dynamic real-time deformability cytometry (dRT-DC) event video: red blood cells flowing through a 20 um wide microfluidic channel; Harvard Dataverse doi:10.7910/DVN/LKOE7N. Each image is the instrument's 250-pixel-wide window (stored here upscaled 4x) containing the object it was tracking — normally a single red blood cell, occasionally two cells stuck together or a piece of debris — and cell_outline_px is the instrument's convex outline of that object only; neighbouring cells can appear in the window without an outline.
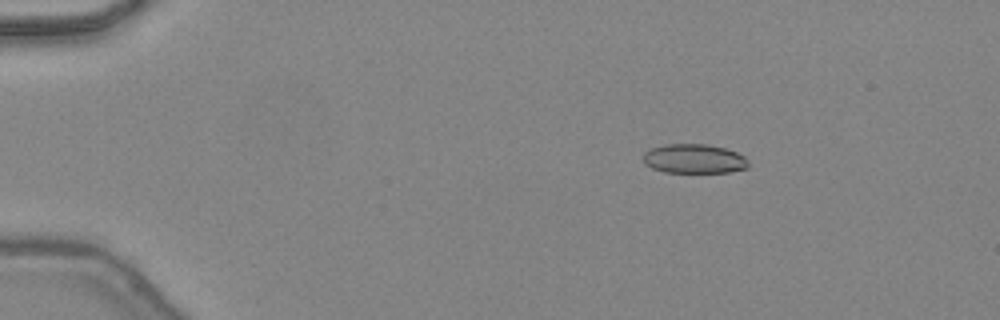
{"species": "common noctule bat (a hibernating species)", "species_latin": "Nyctalus noctula", "temperature_condition": "warm", "stored_images_in_passage": 48, "camera_frame_rate_fps": 3000, "um_per_image_px": 0.085, "animal": {"sex": "female", "body_mass_g": 24.6, "forearm_length_mm": 56.2}, "frame": {"image": 1, "passage_image": 9, "time_ms": 2.667, "image_size_px": [1000, 320], "cell_outline_px": [[748, 168], [728, 172], [664, 172], [652, 168], [644, 164], [644, 152], [652, 148], [668, 144], [704, 144], [724, 148], [736, 152], [744, 156], [748, 160]], "centroid_in_image_um": [59.0, 13.5], "position_along_channel_um": 26.0, "area_um2": 17.86}}
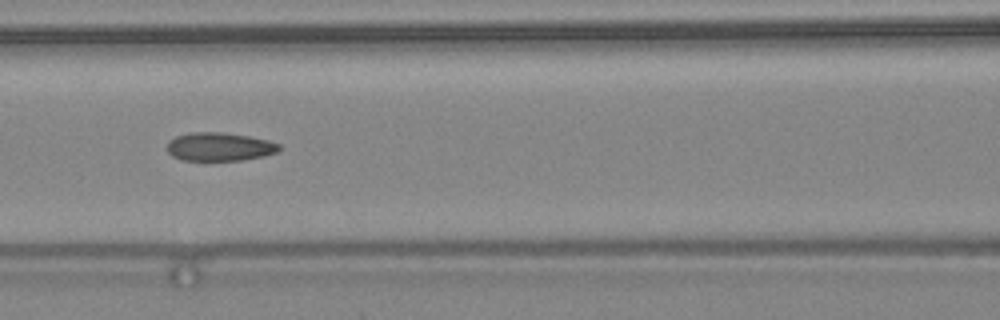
{"frame": {"image": 2, "passage_image": 23, "time_ms": 7.333, "image_size_px": [1000, 320], "cell_outline_px": [[280, 152], [264, 156], [240, 160], [180, 160], [172, 156], [168, 152], [168, 140], [176, 136], [192, 132], [224, 132], [248, 136], [268, 140], [280, 144]], "centroid_in_image_um": [18.67, 12.47], "position_along_channel_um": 147.9, "area_um2": 18.67}}
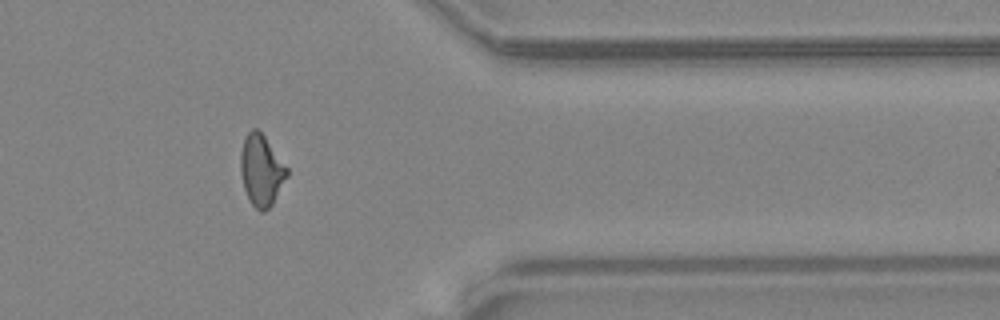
{"frame": {"image": 3, "passage_image": 40, "time_ms": 13.0, "image_size_px": [1000, 320], "cell_outline_px": [[288, 176], [272, 204], [264, 212], [260, 212], [252, 204], [244, 188], [240, 172], [240, 152], [244, 140], [248, 132], [252, 128], [256, 128], [264, 136], [288, 168]], "centroid_in_image_um": [22.21, 14.48], "position_along_channel_um": 389.2, "area_um2": 19.07}, "authors_computed_cell_mechanics": {"area_um2": 18.7272, "velocity_mm_per_s": 4.492, "shape_relaxation_time_tau1_ms": null, "shape_relaxation_time_tau2_ms": 1.4157, "deformation_change_tau1": null, "deformation_change_tau2": 0.0773}}